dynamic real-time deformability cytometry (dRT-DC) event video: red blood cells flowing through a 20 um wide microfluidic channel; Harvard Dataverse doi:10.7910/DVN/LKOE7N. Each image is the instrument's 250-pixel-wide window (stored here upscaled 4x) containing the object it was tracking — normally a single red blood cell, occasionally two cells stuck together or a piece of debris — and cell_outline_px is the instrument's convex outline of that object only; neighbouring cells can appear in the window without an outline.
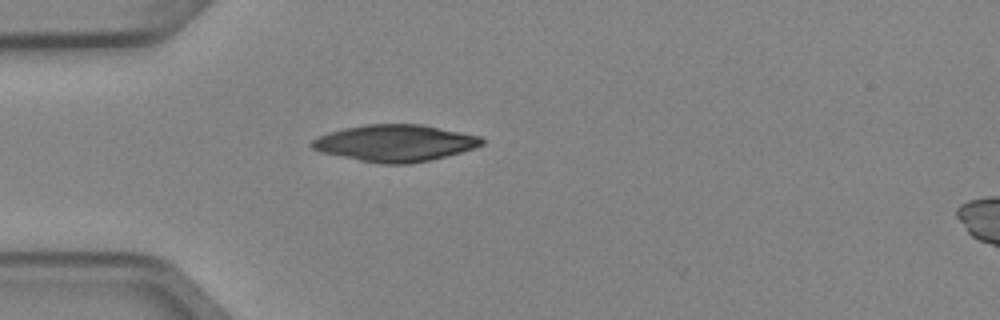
{"species": "Egyptian fruit bat (a non-hibernating species)", "species_latin": "Rousettus aegyptiacus", "temperature_condition": "cold", "stored_images_in_passage": 1, "camera_frame_rate_fps": 3000, "um_per_image_px": 0.085, "animal": {"sex": "female"}, "frame": {"image": 1, "passage_image": 1, "time_ms": 0.0, "image_size_px": [1000, 320], "cell_outline_px": [[484, 144], [476, 148], [432, 160], [408, 164], [380, 164], [320, 152], [312, 148], [308, 144], [312, 140], [320, 136], [344, 128], [364, 124], [420, 124], [480, 136], [484, 140]], "centroid_in_image_um": [33.6, 12.17], "position_along_channel_um": 51.4, "area_um2": 36.36}}